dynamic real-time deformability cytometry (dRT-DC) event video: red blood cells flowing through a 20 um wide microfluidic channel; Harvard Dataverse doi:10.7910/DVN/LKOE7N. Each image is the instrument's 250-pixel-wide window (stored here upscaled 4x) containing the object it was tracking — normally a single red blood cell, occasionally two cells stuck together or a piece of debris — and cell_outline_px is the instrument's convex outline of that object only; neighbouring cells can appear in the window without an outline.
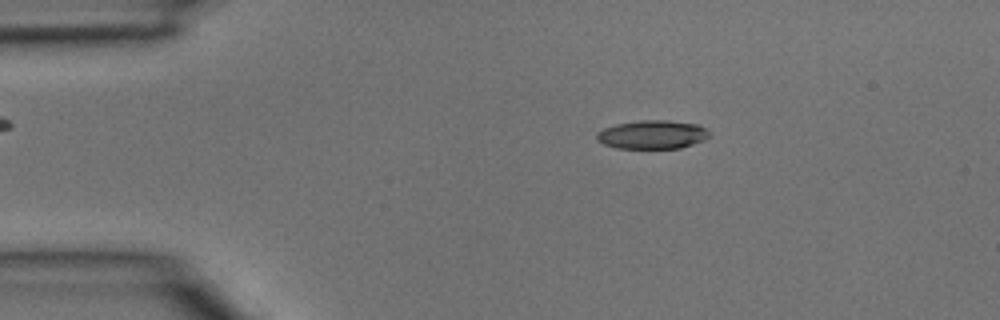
{"species": "common noctule bat (a hibernating species)", "species_latin": "Nyctalus noctula", "temperature_condition": "room temperature", "stored_images_in_passage": 4, "camera_frame_rate_fps": 3000, "um_per_image_px": 0.085, "animal": {"sex": "male", "body_mass_g": 15.6}, "frame": {"image": 1, "passage_image": 3, "time_ms": 0.667, "image_size_px": [1000, 320], "cell_outline_px": [[708, 136], [704, 140], [680, 148], [616, 148], [604, 144], [596, 140], [596, 132], [604, 128], [616, 124], [640, 120], [668, 120], [700, 124], [708, 132]], "centroid_in_image_um": [55.42, 11.43], "position_along_channel_um": 29.6, "area_um2": 18.79}}
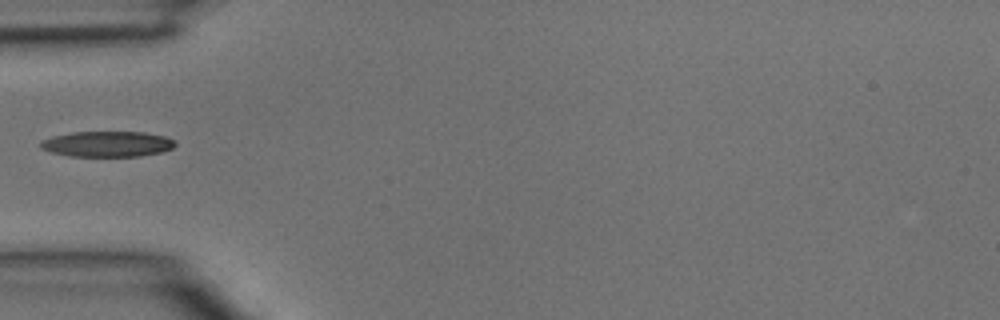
{"frame": {"image": 2, "passage_image": 4, "time_ms": 1.0, "image_size_px": [1000, 320], "cell_outline_px": [[176, 144], [172, 148], [160, 152], [140, 156], [68, 156], [52, 152], [40, 148], [40, 140], [52, 136], [72, 132], [144, 132], [164, 136], [176, 140]], "centroid_in_image_um": [9.1, 12.23], "position_along_channel_um": 75.9, "area_um2": 20.11}}